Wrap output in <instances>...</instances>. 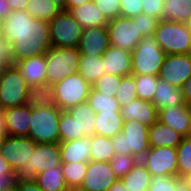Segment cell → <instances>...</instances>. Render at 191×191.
Masks as SVG:
<instances>
[{"instance_id":"cell-27","label":"cell","mask_w":191,"mask_h":191,"mask_svg":"<svg viewBox=\"0 0 191 191\" xmlns=\"http://www.w3.org/2000/svg\"><path fill=\"white\" fill-rule=\"evenodd\" d=\"M123 122L120 112L101 111L95 113V134L112 138L122 132Z\"/></svg>"},{"instance_id":"cell-4","label":"cell","mask_w":191,"mask_h":191,"mask_svg":"<svg viewBox=\"0 0 191 191\" xmlns=\"http://www.w3.org/2000/svg\"><path fill=\"white\" fill-rule=\"evenodd\" d=\"M132 75L158 76L166 53L160 48L154 35L145 36L131 53Z\"/></svg>"},{"instance_id":"cell-3","label":"cell","mask_w":191,"mask_h":191,"mask_svg":"<svg viewBox=\"0 0 191 191\" xmlns=\"http://www.w3.org/2000/svg\"><path fill=\"white\" fill-rule=\"evenodd\" d=\"M160 48L170 54H188L191 47V29L188 23L162 19L154 33Z\"/></svg>"},{"instance_id":"cell-15","label":"cell","mask_w":191,"mask_h":191,"mask_svg":"<svg viewBox=\"0 0 191 191\" xmlns=\"http://www.w3.org/2000/svg\"><path fill=\"white\" fill-rule=\"evenodd\" d=\"M117 180L109 162L90 160L78 191H108Z\"/></svg>"},{"instance_id":"cell-53","label":"cell","mask_w":191,"mask_h":191,"mask_svg":"<svg viewBox=\"0 0 191 191\" xmlns=\"http://www.w3.org/2000/svg\"><path fill=\"white\" fill-rule=\"evenodd\" d=\"M8 136L5 122V109L0 108V147L4 139Z\"/></svg>"},{"instance_id":"cell-24","label":"cell","mask_w":191,"mask_h":191,"mask_svg":"<svg viewBox=\"0 0 191 191\" xmlns=\"http://www.w3.org/2000/svg\"><path fill=\"white\" fill-rule=\"evenodd\" d=\"M91 137L61 142V161L62 163L70 162H89L91 160Z\"/></svg>"},{"instance_id":"cell-28","label":"cell","mask_w":191,"mask_h":191,"mask_svg":"<svg viewBox=\"0 0 191 191\" xmlns=\"http://www.w3.org/2000/svg\"><path fill=\"white\" fill-rule=\"evenodd\" d=\"M150 180L151 174L141 160L120 179L128 191H147Z\"/></svg>"},{"instance_id":"cell-38","label":"cell","mask_w":191,"mask_h":191,"mask_svg":"<svg viewBox=\"0 0 191 191\" xmlns=\"http://www.w3.org/2000/svg\"><path fill=\"white\" fill-rule=\"evenodd\" d=\"M177 149V176L186 177L191 173V139L183 137Z\"/></svg>"},{"instance_id":"cell-44","label":"cell","mask_w":191,"mask_h":191,"mask_svg":"<svg viewBox=\"0 0 191 191\" xmlns=\"http://www.w3.org/2000/svg\"><path fill=\"white\" fill-rule=\"evenodd\" d=\"M97 8L107 20L121 16L120 0H93Z\"/></svg>"},{"instance_id":"cell-23","label":"cell","mask_w":191,"mask_h":191,"mask_svg":"<svg viewBox=\"0 0 191 191\" xmlns=\"http://www.w3.org/2000/svg\"><path fill=\"white\" fill-rule=\"evenodd\" d=\"M67 111L76 122L77 139L95 135V112L87 102L68 108Z\"/></svg>"},{"instance_id":"cell-31","label":"cell","mask_w":191,"mask_h":191,"mask_svg":"<svg viewBox=\"0 0 191 191\" xmlns=\"http://www.w3.org/2000/svg\"><path fill=\"white\" fill-rule=\"evenodd\" d=\"M29 103L32 107L59 108L55 98L54 87L50 83L29 87Z\"/></svg>"},{"instance_id":"cell-13","label":"cell","mask_w":191,"mask_h":191,"mask_svg":"<svg viewBox=\"0 0 191 191\" xmlns=\"http://www.w3.org/2000/svg\"><path fill=\"white\" fill-rule=\"evenodd\" d=\"M62 164L60 142L36 143L34 151L29 159V171L27 180H35L37 174Z\"/></svg>"},{"instance_id":"cell-16","label":"cell","mask_w":191,"mask_h":191,"mask_svg":"<svg viewBox=\"0 0 191 191\" xmlns=\"http://www.w3.org/2000/svg\"><path fill=\"white\" fill-rule=\"evenodd\" d=\"M158 121L187 137L191 124V107L187 104L164 107L158 110Z\"/></svg>"},{"instance_id":"cell-6","label":"cell","mask_w":191,"mask_h":191,"mask_svg":"<svg viewBox=\"0 0 191 191\" xmlns=\"http://www.w3.org/2000/svg\"><path fill=\"white\" fill-rule=\"evenodd\" d=\"M29 103V86L14 64L0 71V108L23 106Z\"/></svg>"},{"instance_id":"cell-58","label":"cell","mask_w":191,"mask_h":191,"mask_svg":"<svg viewBox=\"0 0 191 191\" xmlns=\"http://www.w3.org/2000/svg\"><path fill=\"white\" fill-rule=\"evenodd\" d=\"M108 191H128L125 185L120 181L117 180L112 186L108 189Z\"/></svg>"},{"instance_id":"cell-34","label":"cell","mask_w":191,"mask_h":191,"mask_svg":"<svg viewBox=\"0 0 191 191\" xmlns=\"http://www.w3.org/2000/svg\"><path fill=\"white\" fill-rule=\"evenodd\" d=\"M91 160L110 162L115 155L111 138L102 135H93L91 137Z\"/></svg>"},{"instance_id":"cell-54","label":"cell","mask_w":191,"mask_h":191,"mask_svg":"<svg viewBox=\"0 0 191 191\" xmlns=\"http://www.w3.org/2000/svg\"><path fill=\"white\" fill-rule=\"evenodd\" d=\"M11 11L25 10L29 0H6Z\"/></svg>"},{"instance_id":"cell-46","label":"cell","mask_w":191,"mask_h":191,"mask_svg":"<svg viewBox=\"0 0 191 191\" xmlns=\"http://www.w3.org/2000/svg\"><path fill=\"white\" fill-rule=\"evenodd\" d=\"M121 16L133 18L143 13L142 0H120Z\"/></svg>"},{"instance_id":"cell-5","label":"cell","mask_w":191,"mask_h":191,"mask_svg":"<svg viewBox=\"0 0 191 191\" xmlns=\"http://www.w3.org/2000/svg\"><path fill=\"white\" fill-rule=\"evenodd\" d=\"M35 146L36 143L28 136H7L4 139L0 154L7 159L16 180H27L29 159Z\"/></svg>"},{"instance_id":"cell-30","label":"cell","mask_w":191,"mask_h":191,"mask_svg":"<svg viewBox=\"0 0 191 191\" xmlns=\"http://www.w3.org/2000/svg\"><path fill=\"white\" fill-rule=\"evenodd\" d=\"M162 19L189 23L191 20V0H165Z\"/></svg>"},{"instance_id":"cell-20","label":"cell","mask_w":191,"mask_h":191,"mask_svg":"<svg viewBox=\"0 0 191 191\" xmlns=\"http://www.w3.org/2000/svg\"><path fill=\"white\" fill-rule=\"evenodd\" d=\"M102 56L106 74H114L122 77L132 73L131 53L119 47L109 45Z\"/></svg>"},{"instance_id":"cell-62","label":"cell","mask_w":191,"mask_h":191,"mask_svg":"<svg viewBox=\"0 0 191 191\" xmlns=\"http://www.w3.org/2000/svg\"><path fill=\"white\" fill-rule=\"evenodd\" d=\"M187 137H188L189 139H191V124H190V130H189V133H188Z\"/></svg>"},{"instance_id":"cell-17","label":"cell","mask_w":191,"mask_h":191,"mask_svg":"<svg viewBox=\"0 0 191 191\" xmlns=\"http://www.w3.org/2000/svg\"><path fill=\"white\" fill-rule=\"evenodd\" d=\"M109 45L107 27L101 26L84 29L77 48L80 54L101 56Z\"/></svg>"},{"instance_id":"cell-61","label":"cell","mask_w":191,"mask_h":191,"mask_svg":"<svg viewBox=\"0 0 191 191\" xmlns=\"http://www.w3.org/2000/svg\"><path fill=\"white\" fill-rule=\"evenodd\" d=\"M61 191H78V190L74 189V188L67 187V188H65L64 190H61Z\"/></svg>"},{"instance_id":"cell-55","label":"cell","mask_w":191,"mask_h":191,"mask_svg":"<svg viewBox=\"0 0 191 191\" xmlns=\"http://www.w3.org/2000/svg\"><path fill=\"white\" fill-rule=\"evenodd\" d=\"M6 173H14V171L10 167L7 159L0 154V175L3 176Z\"/></svg>"},{"instance_id":"cell-43","label":"cell","mask_w":191,"mask_h":191,"mask_svg":"<svg viewBox=\"0 0 191 191\" xmlns=\"http://www.w3.org/2000/svg\"><path fill=\"white\" fill-rule=\"evenodd\" d=\"M134 22H138L139 33L143 37L154 35L160 19L141 13L132 18Z\"/></svg>"},{"instance_id":"cell-42","label":"cell","mask_w":191,"mask_h":191,"mask_svg":"<svg viewBox=\"0 0 191 191\" xmlns=\"http://www.w3.org/2000/svg\"><path fill=\"white\" fill-rule=\"evenodd\" d=\"M121 76L114 74H103L93 85L92 89L108 96H116L120 87Z\"/></svg>"},{"instance_id":"cell-57","label":"cell","mask_w":191,"mask_h":191,"mask_svg":"<svg viewBox=\"0 0 191 191\" xmlns=\"http://www.w3.org/2000/svg\"><path fill=\"white\" fill-rule=\"evenodd\" d=\"M91 0H67V11H69L71 8H75L83 5L85 2H88Z\"/></svg>"},{"instance_id":"cell-40","label":"cell","mask_w":191,"mask_h":191,"mask_svg":"<svg viewBox=\"0 0 191 191\" xmlns=\"http://www.w3.org/2000/svg\"><path fill=\"white\" fill-rule=\"evenodd\" d=\"M138 161L139 160L133 155L116 153L109 163L115 176L120 180Z\"/></svg>"},{"instance_id":"cell-47","label":"cell","mask_w":191,"mask_h":191,"mask_svg":"<svg viewBox=\"0 0 191 191\" xmlns=\"http://www.w3.org/2000/svg\"><path fill=\"white\" fill-rule=\"evenodd\" d=\"M165 0H142L143 13L162 20V8Z\"/></svg>"},{"instance_id":"cell-10","label":"cell","mask_w":191,"mask_h":191,"mask_svg":"<svg viewBox=\"0 0 191 191\" xmlns=\"http://www.w3.org/2000/svg\"><path fill=\"white\" fill-rule=\"evenodd\" d=\"M49 29L52 47H78L83 29L68 11H60L49 22Z\"/></svg>"},{"instance_id":"cell-59","label":"cell","mask_w":191,"mask_h":191,"mask_svg":"<svg viewBox=\"0 0 191 191\" xmlns=\"http://www.w3.org/2000/svg\"><path fill=\"white\" fill-rule=\"evenodd\" d=\"M60 10L67 11V0H51Z\"/></svg>"},{"instance_id":"cell-56","label":"cell","mask_w":191,"mask_h":191,"mask_svg":"<svg viewBox=\"0 0 191 191\" xmlns=\"http://www.w3.org/2000/svg\"><path fill=\"white\" fill-rule=\"evenodd\" d=\"M11 13L10 6L7 4L6 0H0V16L6 18Z\"/></svg>"},{"instance_id":"cell-65","label":"cell","mask_w":191,"mask_h":191,"mask_svg":"<svg viewBox=\"0 0 191 191\" xmlns=\"http://www.w3.org/2000/svg\"><path fill=\"white\" fill-rule=\"evenodd\" d=\"M188 25H189V28L191 29V20L189 21Z\"/></svg>"},{"instance_id":"cell-41","label":"cell","mask_w":191,"mask_h":191,"mask_svg":"<svg viewBox=\"0 0 191 191\" xmlns=\"http://www.w3.org/2000/svg\"><path fill=\"white\" fill-rule=\"evenodd\" d=\"M60 143L77 140V126L67 110H61L59 121Z\"/></svg>"},{"instance_id":"cell-60","label":"cell","mask_w":191,"mask_h":191,"mask_svg":"<svg viewBox=\"0 0 191 191\" xmlns=\"http://www.w3.org/2000/svg\"><path fill=\"white\" fill-rule=\"evenodd\" d=\"M3 26H4V18L0 16V36H2Z\"/></svg>"},{"instance_id":"cell-48","label":"cell","mask_w":191,"mask_h":191,"mask_svg":"<svg viewBox=\"0 0 191 191\" xmlns=\"http://www.w3.org/2000/svg\"><path fill=\"white\" fill-rule=\"evenodd\" d=\"M0 61L4 65L13 64L12 46L4 36H0Z\"/></svg>"},{"instance_id":"cell-12","label":"cell","mask_w":191,"mask_h":191,"mask_svg":"<svg viewBox=\"0 0 191 191\" xmlns=\"http://www.w3.org/2000/svg\"><path fill=\"white\" fill-rule=\"evenodd\" d=\"M151 176H177V149L173 147H150L141 159Z\"/></svg>"},{"instance_id":"cell-7","label":"cell","mask_w":191,"mask_h":191,"mask_svg":"<svg viewBox=\"0 0 191 191\" xmlns=\"http://www.w3.org/2000/svg\"><path fill=\"white\" fill-rule=\"evenodd\" d=\"M60 108H39L31 106V120L28 137L35 143L60 142Z\"/></svg>"},{"instance_id":"cell-39","label":"cell","mask_w":191,"mask_h":191,"mask_svg":"<svg viewBox=\"0 0 191 191\" xmlns=\"http://www.w3.org/2000/svg\"><path fill=\"white\" fill-rule=\"evenodd\" d=\"M136 85L132 74L122 76L120 87L116 93V99L119 102L120 108L129 104L131 101L137 99Z\"/></svg>"},{"instance_id":"cell-1","label":"cell","mask_w":191,"mask_h":191,"mask_svg":"<svg viewBox=\"0 0 191 191\" xmlns=\"http://www.w3.org/2000/svg\"><path fill=\"white\" fill-rule=\"evenodd\" d=\"M2 36L11 43L13 64L25 58L46 54L52 47L49 22L34 19L25 10L11 11L4 18Z\"/></svg>"},{"instance_id":"cell-50","label":"cell","mask_w":191,"mask_h":191,"mask_svg":"<svg viewBox=\"0 0 191 191\" xmlns=\"http://www.w3.org/2000/svg\"><path fill=\"white\" fill-rule=\"evenodd\" d=\"M16 191H42L34 180H16Z\"/></svg>"},{"instance_id":"cell-35","label":"cell","mask_w":191,"mask_h":191,"mask_svg":"<svg viewBox=\"0 0 191 191\" xmlns=\"http://www.w3.org/2000/svg\"><path fill=\"white\" fill-rule=\"evenodd\" d=\"M87 166V162L62 163V174L66 185L78 190L85 178Z\"/></svg>"},{"instance_id":"cell-11","label":"cell","mask_w":191,"mask_h":191,"mask_svg":"<svg viewBox=\"0 0 191 191\" xmlns=\"http://www.w3.org/2000/svg\"><path fill=\"white\" fill-rule=\"evenodd\" d=\"M106 27L109 44L129 53L133 52L143 38L139 33L138 22H134L132 18L120 16L108 20Z\"/></svg>"},{"instance_id":"cell-22","label":"cell","mask_w":191,"mask_h":191,"mask_svg":"<svg viewBox=\"0 0 191 191\" xmlns=\"http://www.w3.org/2000/svg\"><path fill=\"white\" fill-rule=\"evenodd\" d=\"M68 12L83 30L91 27L106 26L108 23V20L100 12L93 0L85 2L78 7L71 8Z\"/></svg>"},{"instance_id":"cell-64","label":"cell","mask_w":191,"mask_h":191,"mask_svg":"<svg viewBox=\"0 0 191 191\" xmlns=\"http://www.w3.org/2000/svg\"><path fill=\"white\" fill-rule=\"evenodd\" d=\"M3 66L5 65L0 61V71L2 70Z\"/></svg>"},{"instance_id":"cell-37","label":"cell","mask_w":191,"mask_h":191,"mask_svg":"<svg viewBox=\"0 0 191 191\" xmlns=\"http://www.w3.org/2000/svg\"><path fill=\"white\" fill-rule=\"evenodd\" d=\"M136 85L137 97L152 102L153 95L157 89L158 76L154 75H133Z\"/></svg>"},{"instance_id":"cell-52","label":"cell","mask_w":191,"mask_h":191,"mask_svg":"<svg viewBox=\"0 0 191 191\" xmlns=\"http://www.w3.org/2000/svg\"><path fill=\"white\" fill-rule=\"evenodd\" d=\"M180 89L184 103L191 107V77L182 85Z\"/></svg>"},{"instance_id":"cell-18","label":"cell","mask_w":191,"mask_h":191,"mask_svg":"<svg viewBox=\"0 0 191 191\" xmlns=\"http://www.w3.org/2000/svg\"><path fill=\"white\" fill-rule=\"evenodd\" d=\"M120 114L123 121L134 119L147 127L158 121V110L153 103L139 98L122 106Z\"/></svg>"},{"instance_id":"cell-8","label":"cell","mask_w":191,"mask_h":191,"mask_svg":"<svg viewBox=\"0 0 191 191\" xmlns=\"http://www.w3.org/2000/svg\"><path fill=\"white\" fill-rule=\"evenodd\" d=\"M45 55L47 83L54 85L78 73L80 51L77 47H51Z\"/></svg>"},{"instance_id":"cell-9","label":"cell","mask_w":191,"mask_h":191,"mask_svg":"<svg viewBox=\"0 0 191 191\" xmlns=\"http://www.w3.org/2000/svg\"><path fill=\"white\" fill-rule=\"evenodd\" d=\"M57 106L67 110L78 104L86 103L92 89L79 73L72 74L53 85Z\"/></svg>"},{"instance_id":"cell-36","label":"cell","mask_w":191,"mask_h":191,"mask_svg":"<svg viewBox=\"0 0 191 191\" xmlns=\"http://www.w3.org/2000/svg\"><path fill=\"white\" fill-rule=\"evenodd\" d=\"M87 103L95 113L101 111L120 112L119 102L116 97L108 96L98 91H94L93 89L90 91L87 98Z\"/></svg>"},{"instance_id":"cell-21","label":"cell","mask_w":191,"mask_h":191,"mask_svg":"<svg viewBox=\"0 0 191 191\" xmlns=\"http://www.w3.org/2000/svg\"><path fill=\"white\" fill-rule=\"evenodd\" d=\"M31 120V104L5 109L8 136H28Z\"/></svg>"},{"instance_id":"cell-32","label":"cell","mask_w":191,"mask_h":191,"mask_svg":"<svg viewBox=\"0 0 191 191\" xmlns=\"http://www.w3.org/2000/svg\"><path fill=\"white\" fill-rule=\"evenodd\" d=\"M34 181L42 191H61L68 187L62 174V164L37 174Z\"/></svg>"},{"instance_id":"cell-14","label":"cell","mask_w":191,"mask_h":191,"mask_svg":"<svg viewBox=\"0 0 191 191\" xmlns=\"http://www.w3.org/2000/svg\"><path fill=\"white\" fill-rule=\"evenodd\" d=\"M158 77L173 86L181 88L182 85L191 77L190 55H166Z\"/></svg>"},{"instance_id":"cell-51","label":"cell","mask_w":191,"mask_h":191,"mask_svg":"<svg viewBox=\"0 0 191 191\" xmlns=\"http://www.w3.org/2000/svg\"><path fill=\"white\" fill-rule=\"evenodd\" d=\"M174 189L176 191H191V185L186 177L174 176Z\"/></svg>"},{"instance_id":"cell-33","label":"cell","mask_w":191,"mask_h":191,"mask_svg":"<svg viewBox=\"0 0 191 191\" xmlns=\"http://www.w3.org/2000/svg\"><path fill=\"white\" fill-rule=\"evenodd\" d=\"M25 11L34 19L50 22L62 10L51 0H29Z\"/></svg>"},{"instance_id":"cell-26","label":"cell","mask_w":191,"mask_h":191,"mask_svg":"<svg viewBox=\"0 0 191 191\" xmlns=\"http://www.w3.org/2000/svg\"><path fill=\"white\" fill-rule=\"evenodd\" d=\"M153 105L157 110L168 106L184 105L181 89L158 77L157 89L153 95Z\"/></svg>"},{"instance_id":"cell-25","label":"cell","mask_w":191,"mask_h":191,"mask_svg":"<svg viewBox=\"0 0 191 191\" xmlns=\"http://www.w3.org/2000/svg\"><path fill=\"white\" fill-rule=\"evenodd\" d=\"M183 136L160 121L149 127L148 139L150 147L176 148Z\"/></svg>"},{"instance_id":"cell-49","label":"cell","mask_w":191,"mask_h":191,"mask_svg":"<svg viewBox=\"0 0 191 191\" xmlns=\"http://www.w3.org/2000/svg\"><path fill=\"white\" fill-rule=\"evenodd\" d=\"M15 173L0 175V191H12L15 188Z\"/></svg>"},{"instance_id":"cell-45","label":"cell","mask_w":191,"mask_h":191,"mask_svg":"<svg viewBox=\"0 0 191 191\" xmlns=\"http://www.w3.org/2000/svg\"><path fill=\"white\" fill-rule=\"evenodd\" d=\"M147 191H176V189H174V176H151Z\"/></svg>"},{"instance_id":"cell-19","label":"cell","mask_w":191,"mask_h":191,"mask_svg":"<svg viewBox=\"0 0 191 191\" xmlns=\"http://www.w3.org/2000/svg\"><path fill=\"white\" fill-rule=\"evenodd\" d=\"M14 65L29 87L47 83L45 54L22 59L15 62Z\"/></svg>"},{"instance_id":"cell-29","label":"cell","mask_w":191,"mask_h":191,"mask_svg":"<svg viewBox=\"0 0 191 191\" xmlns=\"http://www.w3.org/2000/svg\"><path fill=\"white\" fill-rule=\"evenodd\" d=\"M78 73L83 79L93 85L103 74H105L103 56L80 54Z\"/></svg>"},{"instance_id":"cell-63","label":"cell","mask_w":191,"mask_h":191,"mask_svg":"<svg viewBox=\"0 0 191 191\" xmlns=\"http://www.w3.org/2000/svg\"><path fill=\"white\" fill-rule=\"evenodd\" d=\"M186 178L189 180L190 185H191V173L188 176H186Z\"/></svg>"},{"instance_id":"cell-2","label":"cell","mask_w":191,"mask_h":191,"mask_svg":"<svg viewBox=\"0 0 191 191\" xmlns=\"http://www.w3.org/2000/svg\"><path fill=\"white\" fill-rule=\"evenodd\" d=\"M148 133L149 127L137 120L124 121L122 132L111 138L115 154H129L141 160L150 148Z\"/></svg>"}]
</instances>
